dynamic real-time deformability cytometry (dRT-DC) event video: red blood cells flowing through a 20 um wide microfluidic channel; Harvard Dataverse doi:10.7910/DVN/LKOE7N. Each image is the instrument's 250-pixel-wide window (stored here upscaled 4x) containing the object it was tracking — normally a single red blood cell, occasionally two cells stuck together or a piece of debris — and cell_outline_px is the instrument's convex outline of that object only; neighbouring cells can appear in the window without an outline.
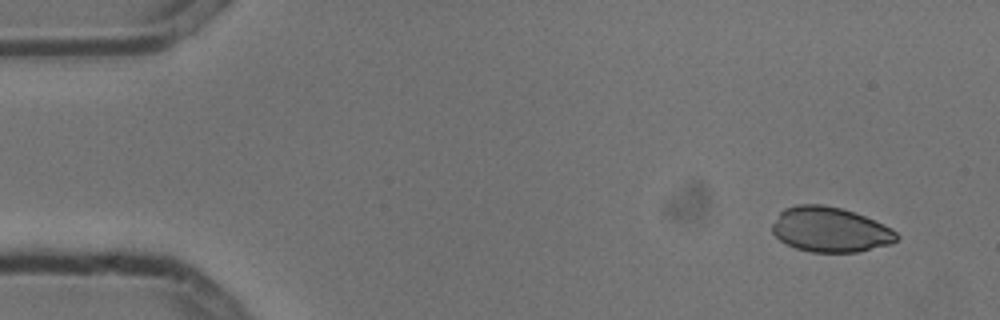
{"species": "common noctule bat (a hibernating species)", "species_latin": "Nyctalus noctula", "temperature_condition": "cold", "stored_images_in_passage": 4, "camera_frame_rate_fps": 3000, "um_per_image_px": 0.085, "animal": {"sex": "male", "body_mass_g": 13.3}, "frame": {"image": 1, "passage_image": 1, "time_ms": 0.0, "image_size_px": [1000, 320], "cell_outline_px": [[900, 236], [892, 244], [856, 252], [812, 252], [796, 248], [780, 240], [772, 232], [772, 224], [780, 212], [784, 208], [796, 204], [820, 204], [840, 208], [864, 216], [884, 224], [892, 228]], "centroid_in_image_um": [70.57, 19.51], "position_along_channel_um": 14.4, "area_um2": 32.54}}